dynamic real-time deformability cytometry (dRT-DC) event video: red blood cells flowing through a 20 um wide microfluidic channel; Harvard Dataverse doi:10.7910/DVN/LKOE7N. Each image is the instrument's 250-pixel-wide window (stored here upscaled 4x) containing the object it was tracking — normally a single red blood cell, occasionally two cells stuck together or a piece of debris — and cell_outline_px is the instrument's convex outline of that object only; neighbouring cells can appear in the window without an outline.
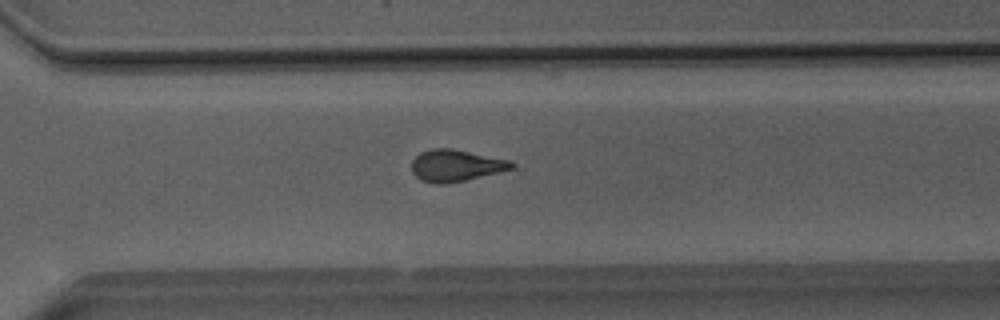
{"species": "Egyptian fruit bat (a non-hibernating species)", "species_latin": "Rousettus aegyptiacus", "temperature_condition": "room temperature", "stored_images_in_passage": 35, "camera_frame_rate_fps": 3000, "um_per_image_px": 0.085, "animal": {"sex": "male"}, "frame": {"image": 1, "passage_image": 23, "time_ms": 7.333, "image_size_px": [1000, 320], "cell_outline_px": [[516, 164], [512, 168], [500, 172], [448, 184], [436, 184], [420, 180], [412, 172], [412, 160], [420, 152], [432, 148], [452, 148], [512, 160]], "centroid_in_image_um": [38.75, 14.07], "position_along_channel_um": 331.8, "area_um2": 18.73}}
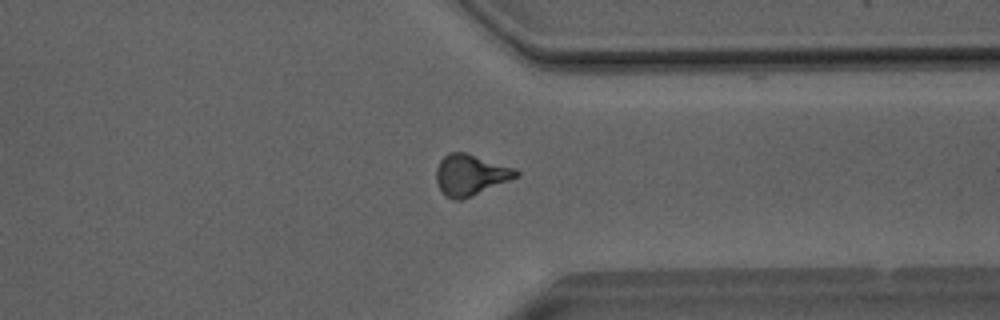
{"frame": {"image": 2, "passage_image": 26, "time_ms": 8.333, "image_size_px": [1000, 320], "cell_outline_px": [[520, 176], [460, 200], [452, 200], [444, 196], [436, 180], [436, 168], [440, 160], [448, 152], [464, 152], [516, 168], [520, 172]], "centroid_in_image_um": [39.98, 14.86], "position_along_channel_um": 371.4, "area_um2": 19.02}}
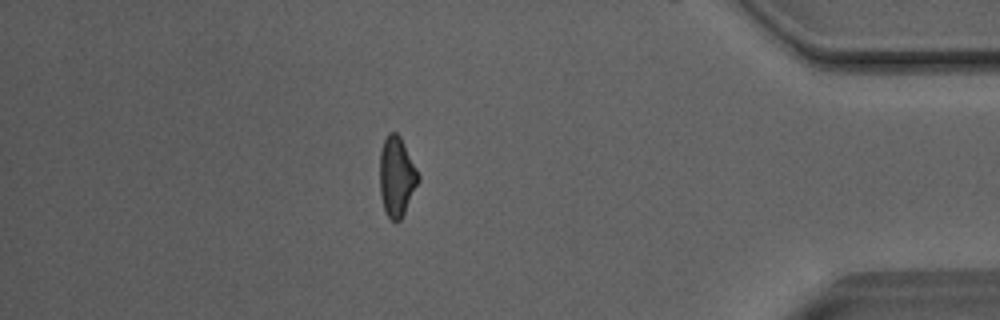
{"frame": {"image": 3, "passage_image": 31, "time_ms": 10.0, "image_size_px": [1000, 320], "cell_outline_px": [[420, 180], [400, 220], [392, 220], [388, 216], [384, 208], [380, 196], [380, 152], [384, 140], [388, 132], [396, 132], [400, 136], [420, 176]], "centroid_in_image_um": [33.71, 14.98], "position_along_channel_um": 401.5, "area_um2": 17.69}, "authors_computed_cell_mechanics": {"area_um2": 18.6694, "velocity_mm_per_s": 4.0614, "shape_relaxation_time_tau1_ms": 4.4375, "shape_relaxation_time_tau2_ms": 2.9864, "deformation_change_tau1": 0.1692, "deformation_change_tau2": 0.1074}}